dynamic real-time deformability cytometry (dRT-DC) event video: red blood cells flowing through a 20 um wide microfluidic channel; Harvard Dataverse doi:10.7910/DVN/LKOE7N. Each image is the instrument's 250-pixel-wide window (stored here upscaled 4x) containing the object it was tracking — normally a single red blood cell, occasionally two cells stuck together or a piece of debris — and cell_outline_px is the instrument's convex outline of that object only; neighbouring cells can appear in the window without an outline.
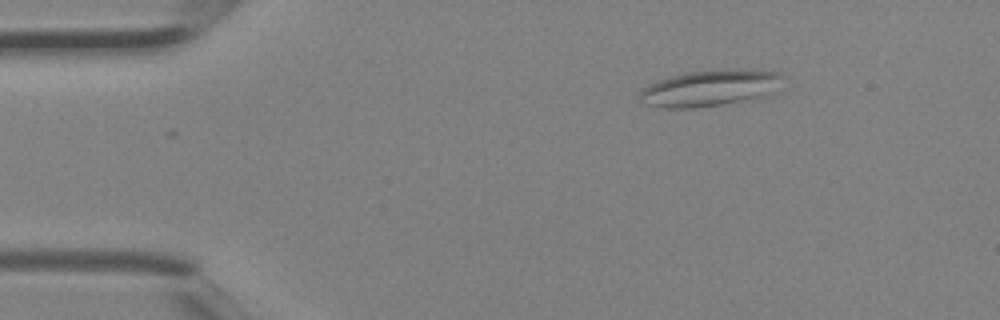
{"species": "Egyptian fruit bat (a non-hibernating species)", "species_latin": "Rousettus aegyptiacus", "temperature_condition": "room temperature", "stored_images_in_passage": 4, "camera_frame_rate_fps": 3000, "um_per_image_px": 0.085, "animal": {"sex": "female"}, "frame": {"image": 1, "passage_image": 2, "time_ms": 0.333, "image_size_px": [1000, 320], "cell_outline_px": [[788, 76], [764, 96], [720, 104], [696, 108], [664, 108], [644, 104], [640, 96], [640, 88], [656, 80], [668, 76], [684, 72], [720, 68], [748, 68], [780, 72]], "centroid_in_image_um": [60.32, 7.44], "position_along_channel_um": 24.7, "area_um2": 30.81}}